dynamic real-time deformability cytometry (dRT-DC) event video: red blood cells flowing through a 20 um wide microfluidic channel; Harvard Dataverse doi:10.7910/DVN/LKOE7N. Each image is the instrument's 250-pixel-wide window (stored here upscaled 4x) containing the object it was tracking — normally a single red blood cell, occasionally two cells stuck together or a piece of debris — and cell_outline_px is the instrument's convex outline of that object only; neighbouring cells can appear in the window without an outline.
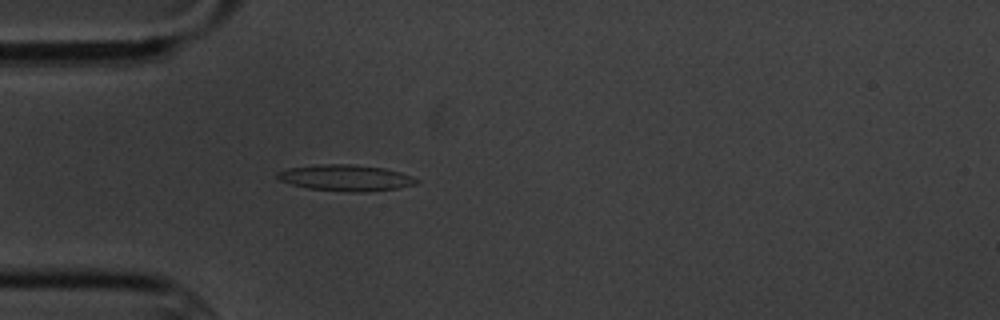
{"species": "common noctule bat (a hibernating species)", "species_latin": "Nyctalus noctula", "temperature_condition": "cold", "stored_images_in_passage": 3, "camera_frame_rate_fps": 3000, "um_per_image_px": 0.085, "animal": {"sex": "male", "body_mass_g": 20.1, "forearm_length_mm": 53.5}, "frame": {"image": 1, "passage_image": 3, "time_ms": 3.333, "image_size_px": [1000, 320], "cell_outline_px": [[420, 180], [416, 184], [396, 188], [364, 192], [352, 192], [308, 188], [292, 184], [280, 180], [276, 176], [276, 172], [288, 168], [320, 164], [348, 164], [384, 168], [400, 172], [412, 176]], "centroid_in_image_um": [29.39, 15.11], "position_along_channel_um": 55.6, "area_um2": 21.04}}